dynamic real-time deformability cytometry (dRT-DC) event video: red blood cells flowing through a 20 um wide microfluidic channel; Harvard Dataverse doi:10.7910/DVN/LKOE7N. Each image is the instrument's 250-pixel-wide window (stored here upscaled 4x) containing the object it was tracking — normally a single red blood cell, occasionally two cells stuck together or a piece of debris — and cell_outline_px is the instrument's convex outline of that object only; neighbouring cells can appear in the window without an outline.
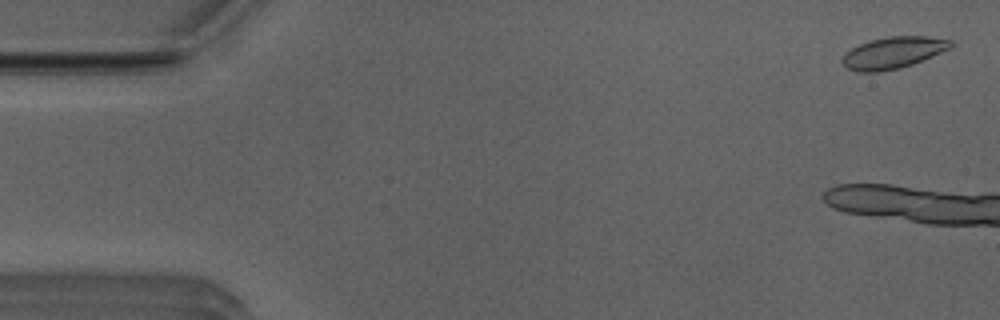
{"species": "Egyptian fruit bat (a non-hibernating species)", "species_latin": "Rousettus aegyptiacus", "temperature_condition": "room temperature", "stored_images_in_passage": 6, "camera_frame_rate_fps": 3000, "um_per_image_px": 0.085, "animal": {"sex": "male"}, "frame": {"image": 1, "passage_image": 2, "time_ms": 0.333, "image_size_px": [1000, 320], "cell_outline_px": [[952, 48], [912, 64], [900, 68], [876, 72], [860, 72], [848, 68], [840, 60], [852, 48], [860, 44], [872, 40], [888, 36], [928, 36], [952, 40]], "centroid_in_image_um": [75.95, 4.47], "position_along_channel_um": 9.0, "area_um2": 19.77}}